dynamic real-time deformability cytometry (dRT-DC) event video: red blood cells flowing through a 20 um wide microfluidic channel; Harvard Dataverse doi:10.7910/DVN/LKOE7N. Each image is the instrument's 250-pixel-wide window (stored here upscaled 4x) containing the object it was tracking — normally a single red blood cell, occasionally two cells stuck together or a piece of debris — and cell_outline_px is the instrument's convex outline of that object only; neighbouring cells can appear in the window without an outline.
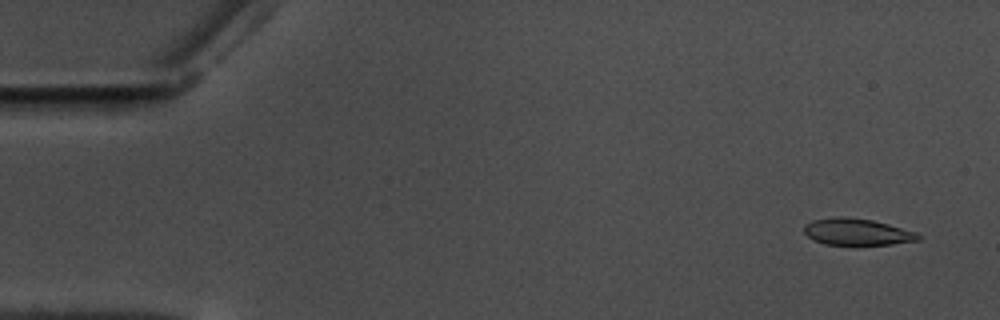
{"species": "common noctule bat (a hibernating species)", "species_latin": "Nyctalus noctula", "temperature_condition": "warm", "stored_images_in_passage": 56, "camera_frame_rate_fps": 3000, "um_per_image_px": 0.085, "animal": {"sex": "male", "body_mass_g": 17.5, "forearm_length_mm": 52.3}, "frame": {"image": 1, "passage_image": 4, "time_ms": 1.0, "image_size_px": [1000, 320], "cell_outline_px": [[920, 240], [892, 244], [856, 248], [824, 244], [812, 240], [804, 232], [804, 224], [812, 220], [836, 216], [844, 216], [872, 220], [888, 224], [916, 232], [920, 236]], "centroid_in_image_um": [72.81, 19.76], "position_along_channel_um": 12.2, "area_um2": 18.67}}
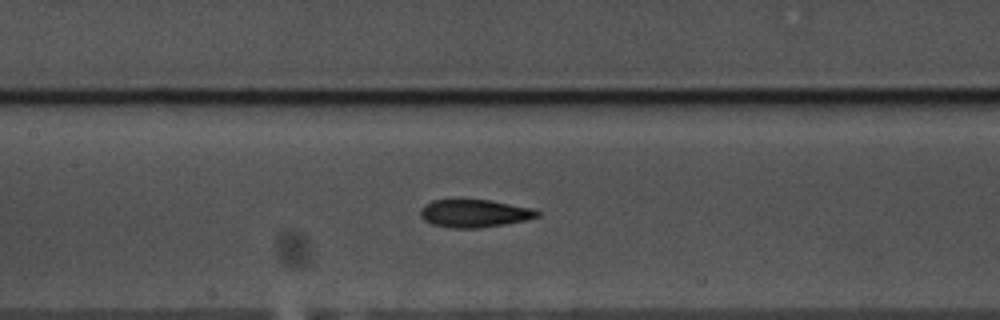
{"frame": {"image": 2, "passage_image": 28, "time_ms": 9.0, "image_size_px": [1000, 320], "cell_outline_px": [[540, 216], [524, 220], [504, 224], [480, 228], [452, 228], [432, 224], [424, 220], [420, 216], [420, 208], [424, 204], [432, 200], [456, 196], [488, 200], [532, 208], [540, 212]], "centroid_in_image_um": [40.23, 18.09], "position_along_channel_um": 167.2, "area_um2": 19.65}}
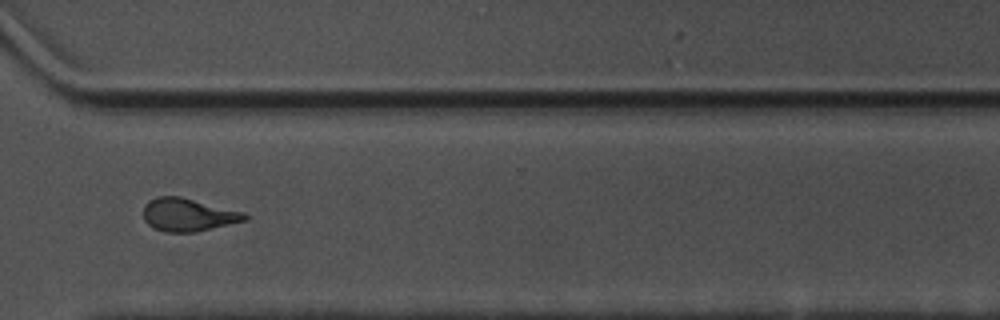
{"frame": {"image": 3, "passage_image": 44, "time_ms": 14.333, "image_size_px": [1000, 320], "cell_outline_px": [[248, 220], [196, 232], [164, 232], [152, 228], [144, 220], [144, 204], [148, 200], [160, 196], [180, 196], [244, 212], [248, 216]], "centroid_in_image_um": [15.98, 18.26], "position_along_channel_um": 354.6, "area_um2": 19.59}, "authors_computed_cell_mechanics": {"area_um2": 19.3052, "velocity_mm_per_s": 3.5221, "shape_relaxation_time_tau1_ms": 4.5766, "shape_relaxation_time_tau2_ms": 3.2329, "deformation_change_tau1": 0.1805, "deformation_change_tau2": 0.1198}}